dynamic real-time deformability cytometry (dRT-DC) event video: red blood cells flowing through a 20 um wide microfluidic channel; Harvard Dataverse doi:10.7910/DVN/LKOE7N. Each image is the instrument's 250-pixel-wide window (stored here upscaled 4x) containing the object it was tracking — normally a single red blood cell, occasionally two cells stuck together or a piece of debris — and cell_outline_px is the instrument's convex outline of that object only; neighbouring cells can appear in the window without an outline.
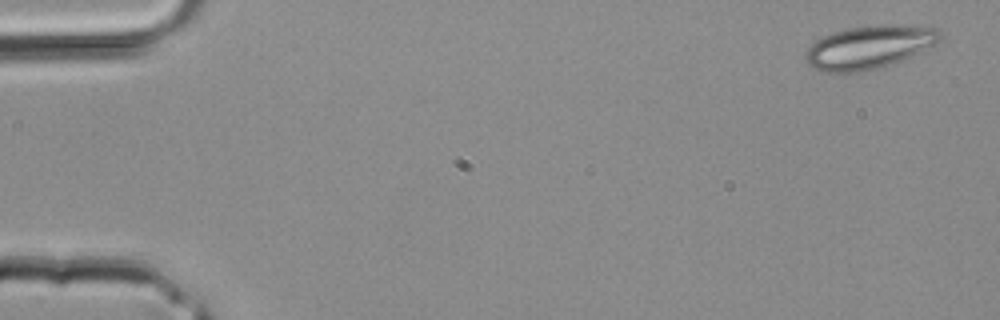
{"species": "common noctule bat (a hibernating species)", "species_latin": "Nyctalus noctula", "temperature_condition": "room temperature", "stored_images_in_passage": 3, "camera_frame_rate_fps": 3000, "um_per_image_px": 0.085, "animal": {"sex": "male", "body_mass_g": 20.4}, "frame": {"image": 1, "passage_image": 1, "time_ms": 0.0, "image_size_px": [1000, 320], "cell_outline_px": [[940, 40], [936, 44], [900, 60], [876, 68], [856, 72], [824, 72], [808, 64], [804, 60], [808, 48], [816, 40], [832, 32], [848, 28], [880, 24], [900, 24], [940, 28]], "centroid_in_image_um": [73.88, 3.98], "position_along_channel_um": 11.1, "area_um2": 33.52}}